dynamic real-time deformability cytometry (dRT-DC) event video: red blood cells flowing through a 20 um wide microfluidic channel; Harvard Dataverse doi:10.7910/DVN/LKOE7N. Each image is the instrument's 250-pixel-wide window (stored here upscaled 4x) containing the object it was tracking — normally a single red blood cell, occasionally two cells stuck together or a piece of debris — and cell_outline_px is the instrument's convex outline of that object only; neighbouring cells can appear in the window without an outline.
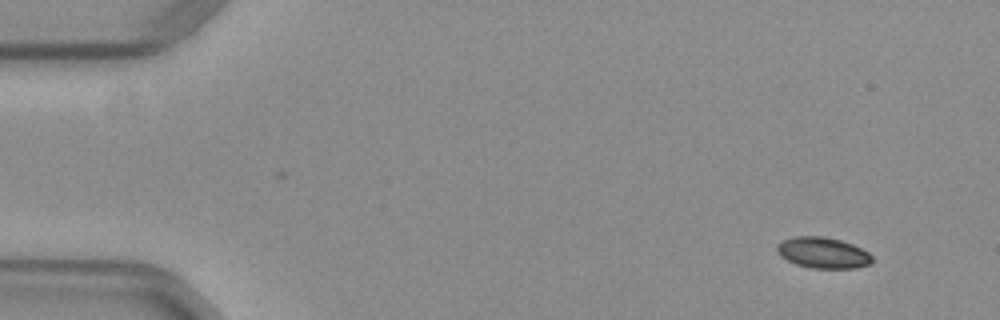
{"species": "common noctule bat (a hibernating species)", "species_latin": "Nyctalus noctula", "temperature_condition": "warm", "stored_images_in_passage": 52, "camera_frame_rate_fps": 3000, "um_per_image_px": 0.085, "animal": {"sex": "female", "body_mass_g": 29.2, "forearm_length_mm": 56.3}, "frame": {"image": 1, "passage_image": 4, "time_ms": 1.0, "image_size_px": [1000, 320], "cell_outline_px": [[872, 264], [856, 268], [812, 268], [796, 264], [780, 256], [776, 252], [776, 244], [784, 240], [796, 236], [824, 236], [840, 240], [852, 244], [868, 252], [872, 256]], "centroid_in_image_um": [69.95, 21.48], "position_along_channel_um": 15.1, "area_um2": 17.22}}
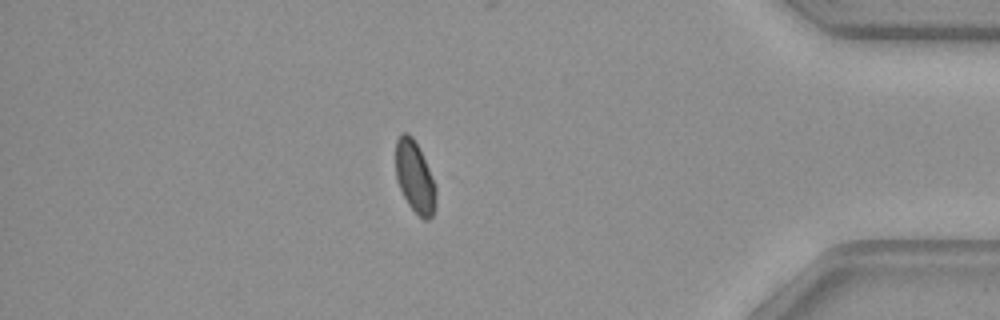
{"frame": {"image": 2, "passage_image": 45, "time_ms": 14.667, "image_size_px": [1000, 320], "cell_outline_px": [[436, 196], [432, 216], [428, 220], [424, 220], [408, 204], [396, 180], [396, 140], [400, 132], [408, 132], [412, 136], [428, 168], [436, 188]], "centroid_in_image_um": [35.23, 15.02], "position_along_channel_um": 400.0, "area_um2": 16.47}}
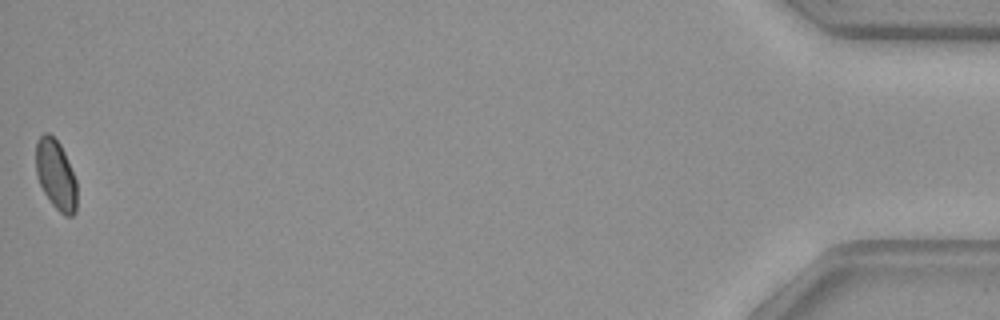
{"frame": {"image": 3, "passage_image": 52, "time_ms": 17.0, "image_size_px": [1000, 320], "cell_outline_px": [[76, 212], [72, 216], [64, 216], [52, 204], [44, 192], [36, 176], [36, 140], [44, 132], [48, 132], [60, 144], [64, 152], [76, 180]], "centroid_in_image_um": [4.74, 14.85], "position_along_channel_um": 430.5, "area_um2": 16.65}}